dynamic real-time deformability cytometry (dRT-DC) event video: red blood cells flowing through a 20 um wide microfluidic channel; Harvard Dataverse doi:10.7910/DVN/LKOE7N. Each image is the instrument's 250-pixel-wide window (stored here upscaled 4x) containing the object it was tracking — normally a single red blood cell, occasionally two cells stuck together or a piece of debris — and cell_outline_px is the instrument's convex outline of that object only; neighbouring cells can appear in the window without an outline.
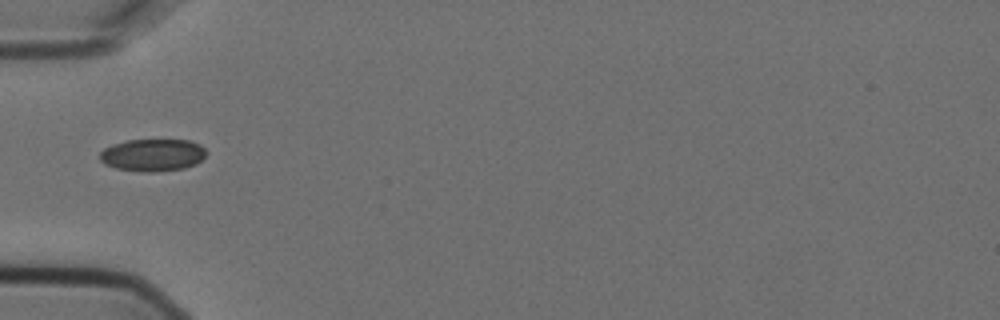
{"species": "Egyptian fruit bat (a non-hibernating species)", "species_latin": "Rousettus aegyptiacus", "temperature_condition": "cold", "stored_images_in_passage": 5, "camera_frame_rate_fps": 3000, "um_per_image_px": 0.085, "animal": {"sex": "female"}, "frame": {"image": 1, "passage_image": 5, "time_ms": 1.333, "image_size_px": [1000, 320], "cell_outline_px": [[208, 152], [196, 164], [184, 168], [152, 172], [144, 172], [116, 168], [104, 164], [100, 160], [100, 152], [104, 148], [112, 144], [128, 140], [188, 140], [200, 144]], "centroid_in_image_um": [12.97, 13.17], "position_along_channel_um": 72.0, "area_um2": 20.06}}